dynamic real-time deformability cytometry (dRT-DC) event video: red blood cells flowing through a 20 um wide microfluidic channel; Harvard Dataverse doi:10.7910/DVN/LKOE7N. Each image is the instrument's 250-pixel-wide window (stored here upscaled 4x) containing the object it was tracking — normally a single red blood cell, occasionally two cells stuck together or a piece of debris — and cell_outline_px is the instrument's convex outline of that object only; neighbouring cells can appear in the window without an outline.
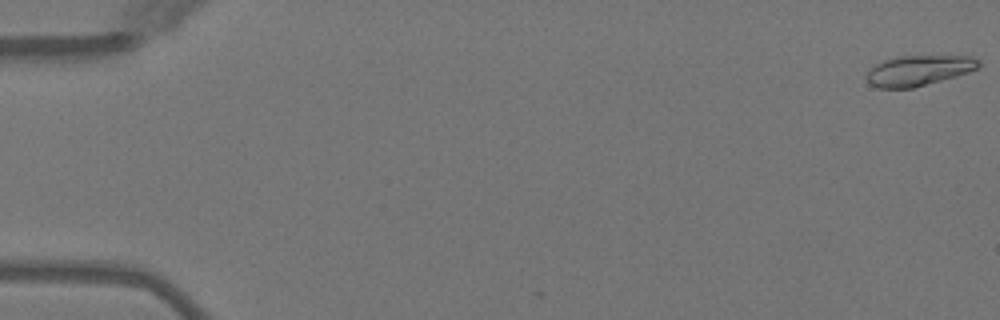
{"species": "Egyptian fruit bat (a non-hibernating species)", "species_latin": "Rousettus aegyptiacus", "temperature_condition": "warm", "stored_images_in_passage": 4, "camera_frame_rate_fps": 3000, "um_per_image_px": 0.085, "animal": {"sex": "female"}, "frame": {"image": 1, "passage_image": 1, "time_ms": 0.0, "image_size_px": [1000, 320], "cell_outline_px": [[980, 68], [956, 76], [912, 88], [876, 88], [868, 84], [864, 76], [876, 64], [884, 60], [900, 56], [972, 56], [980, 60]], "centroid_in_image_um": [78.08, 6.0], "position_along_channel_um": 6.9, "area_um2": 19.88}}
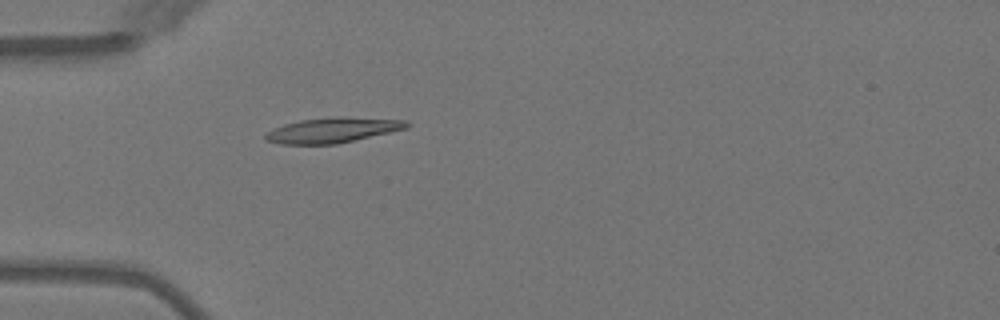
{"frame": {"image": 2, "passage_image": 4, "time_ms": 5.0, "image_size_px": [1000, 320], "cell_outline_px": [[412, 124], [408, 128], [336, 144], [280, 144], [268, 140], [264, 136], [268, 132], [284, 124], [300, 120], [336, 116], [404, 120]], "centroid_in_image_um": [28.31, 11.05], "position_along_channel_um": 56.7, "area_um2": 20.46}}